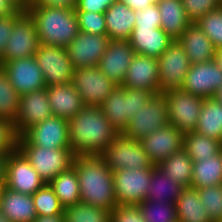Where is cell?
I'll return each instance as SVG.
<instances>
[{
    "label": "cell",
    "mask_w": 222,
    "mask_h": 222,
    "mask_svg": "<svg viewBox=\"0 0 222 222\" xmlns=\"http://www.w3.org/2000/svg\"><path fill=\"white\" fill-rule=\"evenodd\" d=\"M169 124L168 109L164 93L153 94L143 107L133 114L122 134L136 141L144 139L159 128Z\"/></svg>",
    "instance_id": "8992f818"
},
{
    "label": "cell",
    "mask_w": 222,
    "mask_h": 222,
    "mask_svg": "<svg viewBox=\"0 0 222 222\" xmlns=\"http://www.w3.org/2000/svg\"><path fill=\"white\" fill-rule=\"evenodd\" d=\"M17 149L37 171L45 184L60 173L70 170L76 157L70 148L50 149L32 145L23 135L17 137Z\"/></svg>",
    "instance_id": "277c9868"
},
{
    "label": "cell",
    "mask_w": 222,
    "mask_h": 222,
    "mask_svg": "<svg viewBox=\"0 0 222 222\" xmlns=\"http://www.w3.org/2000/svg\"><path fill=\"white\" fill-rule=\"evenodd\" d=\"M81 202L112 211L117 206L113 172L101 155L76 156Z\"/></svg>",
    "instance_id": "7a4b0ae2"
},
{
    "label": "cell",
    "mask_w": 222,
    "mask_h": 222,
    "mask_svg": "<svg viewBox=\"0 0 222 222\" xmlns=\"http://www.w3.org/2000/svg\"><path fill=\"white\" fill-rule=\"evenodd\" d=\"M110 41L107 34L94 35L79 31L66 47L74 69L97 66Z\"/></svg>",
    "instance_id": "e0dca14e"
},
{
    "label": "cell",
    "mask_w": 222,
    "mask_h": 222,
    "mask_svg": "<svg viewBox=\"0 0 222 222\" xmlns=\"http://www.w3.org/2000/svg\"><path fill=\"white\" fill-rule=\"evenodd\" d=\"M157 167L183 188L191 187L193 160L183 148L164 159Z\"/></svg>",
    "instance_id": "1f68e13d"
},
{
    "label": "cell",
    "mask_w": 222,
    "mask_h": 222,
    "mask_svg": "<svg viewBox=\"0 0 222 222\" xmlns=\"http://www.w3.org/2000/svg\"><path fill=\"white\" fill-rule=\"evenodd\" d=\"M161 28L174 40L192 23L186 15L181 0H158Z\"/></svg>",
    "instance_id": "83f0119b"
},
{
    "label": "cell",
    "mask_w": 222,
    "mask_h": 222,
    "mask_svg": "<svg viewBox=\"0 0 222 222\" xmlns=\"http://www.w3.org/2000/svg\"><path fill=\"white\" fill-rule=\"evenodd\" d=\"M45 182L37 171L16 148L8 154L5 187L23 194L33 195Z\"/></svg>",
    "instance_id": "9a60e30c"
},
{
    "label": "cell",
    "mask_w": 222,
    "mask_h": 222,
    "mask_svg": "<svg viewBox=\"0 0 222 222\" xmlns=\"http://www.w3.org/2000/svg\"><path fill=\"white\" fill-rule=\"evenodd\" d=\"M196 23L216 49H222V7L210 11Z\"/></svg>",
    "instance_id": "60d3db41"
},
{
    "label": "cell",
    "mask_w": 222,
    "mask_h": 222,
    "mask_svg": "<svg viewBox=\"0 0 222 222\" xmlns=\"http://www.w3.org/2000/svg\"><path fill=\"white\" fill-rule=\"evenodd\" d=\"M121 86L160 93L158 59L135 54Z\"/></svg>",
    "instance_id": "7402d4cb"
},
{
    "label": "cell",
    "mask_w": 222,
    "mask_h": 222,
    "mask_svg": "<svg viewBox=\"0 0 222 222\" xmlns=\"http://www.w3.org/2000/svg\"><path fill=\"white\" fill-rule=\"evenodd\" d=\"M33 222H64V215L37 216Z\"/></svg>",
    "instance_id": "db71d44e"
},
{
    "label": "cell",
    "mask_w": 222,
    "mask_h": 222,
    "mask_svg": "<svg viewBox=\"0 0 222 222\" xmlns=\"http://www.w3.org/2000/svg\"><path fill=\"white\" fill-rule=\"evenodd\" d=\"M52 115L46 88L21 95L18 116L13 123L17 137Z\"/></svg>",
    "instance_id": "ac0fdd59"
},
{
    "label": "cell",
    "mask_w": 222,
    "mask_h": 222,
    "mask_svg": "<svg viewBox=\"0 0 222 222\" xmlns=\"http://www.w3.org/2000/svg\"><path fill=\"white\" fill-rule=\"evenodd\" d=\"M4 188H5V182H0V199Z\"/></svg>",
    "instance_id": "91938a15"
},
{
    "label": "cell",
    "mask_w": 222,
    "mask_h": 222,
    "mask_svg": "<svg viewBox=\"0 0 222 222\" xmlns=\"http://www.w3.org/2000/svg\"><path fill=\"white\" fill-rule=\"evenodd\" d=\"M220 103H222V85L219 87L216 95L214 96Z\"/></svg>",
    "instance_id": "6f0895ef"
},
{
    "label": "cell",
    "mask_w": 222,
    "mask_h": 222,
    "mask_svg": "<svg viewBox=\"0 0 222 222\" xmlns=\"http://www.w3.org/2000/svg\"><path fill=\"white\" fill-rule=\"evenodd\" d=\"M222 85V69L215 59L190 66L182 90L203 99L214 97Z\"/></svg>",
    "instance_id": "5bb4252c"
},
{
    "label": "cell",
    "mask_w": 222,
    "mask_h": 222,
    "mask_svg": "<svg viewBox=\"0 0 222 222\" xmlns=\"http://www.w3.org/2000/svg\"><path fill=\"white\" fill-rule=\"evenodd\" d=\"M152 95L153 93L148 90L117 86L100 108L111 125L122 133L133 118V114L137 113Z\"/></svg>",
    "instance_id": "5b68a950"
},
{
    "label": "cell",
    "mask_w": 222,
    "mask_h": 222,
    "mask_svg": "<svg viewBox=\"0 0 222 222\" xmlns=\"http://www.w3.org/2000/svg\"><path fill=\"white\" fill-rule=\"evenodd\" d=\"M118 0H77L75 11L105 13Z\"/></svg>",
    "instance_id": "c3c4849f"
},
{
    "label": "cell",
    "mask_w": 222,
    "mask_h": 222,
    "mask_svg": "<svg viewBox=\"0 0 222 222\" xmlns=\"http://www.w3.org/2000/svg\"><path fill=\"white\" fill-rule=\"evenodd\" d=\"M20 9L13 0H0V17L13 15Z\"/></svg>",
    "instance_id": "f907efd6"
},
{
    "label": "cell",
    "mask_w": 222,
    "mask_h": 222,
    "mask_svg": "<svg viewBox=\"0 0 222 222\" xmlns=\"http://www.w3.org/2000/svg\"><path fill=\"white\" fill-rule=\"evenodd\" d=\"M20 95L11 85L8 76L0 67V117L12 124L18 116Z\"/></svg>",
    "instance_id": "8d00e7d4"
},
{
    "label": "cell",
    "mask_w": 222,
    "mask_h": 222,
    "mask_svg": "<svg viewBox=\"0 0 222 222\" xmlns=\"http://www.w3.org/2000/svg\"><path fill=\"white\" fill-rule=\"evenodd\" d=\"M151 174L152 168L113 172L117 205H138L146 200Z\"/></svg>",
    "instance_id": "7c38bea8"
},
{
    "label": "cell",
    "mask_w": 222,
    "mask_h": 222,
    "mask_svg": "<svg viewBox=\"0 0 222 222\" xmlns=\"http://www.w3.org/2000/svg\"><path fill=\"white\" fill-rule=\"evenodd\" d=\"M64 222H112V211L79 202L64 208Z\"/></svg>",
    "instance_id": "d590c367"
},
{
    "label": "cell",
    "mask_w": 222,
    "mask_h": 222,
    "mask_svg": "<svg viewBox=\"0 0 222 222\" xmlns=\"http://www.w3.org/2000/svg\"><path fill=\"white\" fill-rule=\"evenodd\" d=\"M112 222H145L138 205H117L112 210Z\"/></svg>",
    "instance_id": "7dc6e473"
},
{
    "label": "cell",
    "mask_w": 222,
    "mask_h": 222,
    "mask_svg": "<svg viewBox=\"0 0 222 222\" xmlns=\"http://www.w3.org/2000/svg\"><path fill=\"white\" fill-rule=\"evenodd\" d=\"M0 222H12L11 220H9L7 216L3 214V212L1 211V208H0Z\"/></svg>",
    "instance_id": "680465c9"
},
{
    "label": "cell",
    "mask_w": 222,
    "mask_h": 222,
    "mask_svg": "<svg viewBox=\"0 0 222 222\" xmlns=\"http://www.w3.org/2000/svg\"><path fill=\"white\" fill-rule=\"evenodd\" d=\"M39 39L33 19L25 11L15 22L4 52V61L32 57L36 54Z\"/></svg>",
    "instance_id": "2e32d148"
},
{
    "label": "cell",
    "mask_w": 222,
    "mask_h": 222,
    "mask_svg": "<svg viewBox=\"0 0 222 222\" xmlns=\"http://www.w3.org/2000/svg\"><path fill=\"white\" fill-rule=\"evenodd\" d=\"M53 115L69 121L85 104L72 83L46 87Z\"/></svg>",
    "instance_id": "cb8c5ba5"
},
{
    "label": "cell",
    "mask_w": 222,
    "mask_h": 222,
    "mask_svg": "<svg viewBox=\"0 0 222 222\" xmlns=\"http://www.w3.org/2000/svg\"><path fill=\"white\" fill-rule=\"evenodd\" d=\"M77 0H32V5L56 7L65 9H75Z\"/></svg>",
    "instance_id": "681fc988"
},
{
    "label": "cell",
    "mask_w": 222,
    "mask_h": 222,
    "mask_svg": "<svg viewBox=\"0 0 222 222\" xmlns=\"http://www.w3.org/2000/svg\"><path fill=\"white\" fill-rule=\"evenodd\" d=\"M23 136L32 145L50 149L70 148L68 121L55 115L32 126Z\"/></svg>",
    "instance_id": "d6986e66"
},
{
    "label": "cell",
    "mask_w": 222,
    "mask_h": 222,
    "mask_svg": "<svg viewBox=\"0 0 222 222\" xmlns=\"http://www.w3.org/2000/svg\"><path fill=\"white\" fill-rule=\"evenodd\" d=\"M34 56L43 73L46 87L72 81L74 67L65 47L39 44Z\"/></svg>",
    "instance_id": "8fae6325"
},
{
    "label": "cell",
    "mask_w": 222,
    "mask_h": 222,
    "mask_svg": "<svg viewBox=\"0 0 222 222\" xmlns=\"http://www.w3.org/2000/svg\"><path fill=\"white\" fill-rule=\"evenodd\" d=\"M110 40H128L135 26V11L119 0L104 13Z\"/></svg>",
    "instance_id": "4316f807"
},
{
    "label": "cell",
    "mask_w": 222,
    "mask_h": 222,
    "mask_svg": "<svg viewBox=\"0 0 222 222\" xmlns=\"http://www.w3.org/2000/svg\"><path fill=\"white\" fill-rule=\"evenodd\" d=\"M0 208L12 222H33L37 217L32 195L6 187L2 191Z\"/></svg>",
    "instance_id": "484cf974"
},
{
    "label": "cell",
    "mask_w": 222,
    "mask_h": 222,
    "mask_svg": "<svg viewBox=\"0 0 222 222\" xmlns=\"http://www.w3.org/2000/svg\"><path fill=\"white\" fill-rule=\"evenodd\" d=\"M68 125L70 149L76 156L101 155L120 134L100 107L85 106Z\"/></svg>",
    "instance_id": "6da1fadb"
},
{
    "label": "cell",
    "mask_w": 222,
    "mask_h": 222,
    "mask_svg": "<svg viewBox=\"0 0 222 222\" xmlns=\"http://www.w3.org/2000/svg\"><path fill=\"white\" fill-rule=\"evenodd\" d=\"M157 59L160 93L181 89L192 65L182 45L174 40Z\"/></svg>",
    "instance_id": "30bf717a"
},
{
    "label": "cell",
    "mask_w": 222,
    "mask_h": 222,
    "mask_svg": "<svg viewBox=\"0 0 222 222\" xmlns=\"http://www.w3.org/2000/svg\"><path fill=\"white\" fill-rule=\"evenodd\" d=\"M122 3H125L129 8L134 11L145 9L147 6L155 4L156 0H119Z\"/></svg>",
    "instance_id": "816d5d0a"
},
{
    "label": "cell",
    "mask_w": 222,
    "mask_h": 222,
    "mask_svg": "<svg viewBox=\"0 0 222 222\" xmlns=\"http://www.w3.org/2000/svg\"><path fill=\"white\" fill-rule=\"evenodd\" d=\"M197 192L212 222L222 221V184L198 188Z\"/></svg>",
    "instance_id": "ab89813d"
},
{
    "label": "cell",
    "mask_w": 222,
    "mask_h": 222,
    "mask_svg": "<svg viewBox=\"0 0 222 222\" xmlns=\"http://www.w3.org/2000/svg\"><path fill=\"white\" fill-rule=\"evenodd\" d=\"M215 60L219 64L220 68L222 69V49H217Z\"/></svg>",
    "instance_id": "9f6ffc18"
},
{
    "label": "cell",
    "mask_w": 222,
    "mask_h": 222,
    "mask_svg": "<svg viewBox=\"0 0 222 222\" xmlns=\"http://www.w3.org/2000/svg\"><path fill=\"white\" fill-rule=\"evenodd\" d=\"M177 41L192 64L215 59L216 47L196 22H192Z\"/></svg>",
    "instance_id": "d4e9b609"
},
{
    "label": "cell",
    "mask_w": 222,
    "mask_h": 222,
    "mask_svg": "<svg viewBox=\"0 0 222 222\" xmlns=\"http://www.w3.org/2000/svg\"><path fill=\"white\" fill-rule=\"evenodd\" d=\"M135 54L158 58L174 41L162 28L134 27L128 39Z\"/></svg>",
    "instance_id": "603a6c76"
},
{
    "label": "cell",
    "mask_w": 222,
    "mask_h": 222,
    "mask_svg": "<svg viewBox=\"0 0 222 222\" xmlns=\"http://www.w3.org/2000/svg\"><path fill=\"white\" fill-rule=\"evenodd\" d=\"M79 31L94 35L106 34V21L104 13L76 11Z\"/></svg>",
    "instance_id": "b9f144b4"
},
{
    "label": "cell",
    "mask_w": 222,
    "mask_h": 222,
    "mask_svg": "<svg viewBox=\"0 0 222 222\" xmlns=\"http://www.w3.org/2000/svg\"><path fill=\"white\" fill-rule=\"evenodd\" d=\"M191 22L198 21L210 11L222 7V0H181Z\"/></svg>",
    "instance_id": "7bdbcfd3"
},
{
    "label": "cell",
    "mask_w": 222,
    "mask_h": 222,
    "mask_svg": "<svg viewBox=\"0 0 222 222\" xmlns=\"http://www.w3.org/2000/svg\"><path fill=\"white\" fill-rule=\"evenodd\" d=\"M8 153H0V182L6 181V162Z\"/></svg>",
    "instance_id": "f5cc1de1"
},
{
    "label": "cell",
    "mask_w": 222,
    "mask_h": 222,
    "mask_svg": "<svg viewBox=\"0 0 222 222\" xmlns=\"http://www.w3.org/2000/svg\"><path fill=\"white\" fill-rule=\"evenodd\" d=\"M17 148V135L13 124L0 117V153H11Z\"/></svg>",
    "instance_id": "f6af8a7d"
},
{
    "label": "cell",
    "mask_w": 222,
    "mask_h": 222,
    "mask_svg": "<svg viewBox=\"0 0 222 222\" xmlns=\"http://www.w3.org/2000/svg\"><path fill=\"white\" fill-rule=\"evenodd\" d=\"M134 27L161 28V17L157 3L135 11Z\"/></svg>",
    "instance_id": "ee69618b"
},
{
    "label": "cell",
    "mask_w": 222,
    "mask_h": 222,
    "mask_svg": "<svg viewBox=\"0 0 222 222\" xmlns=\"http://www.w3.org/2000/svg\"><path fill=\"white\" fill-rule=\"evenodd\" d=\"M194 131L222 143V103L215 97L204 99Z\"/></svg>",
    "instance_id": "f1b7e54d"
},
{
    "label": "cell",
    "mask_w": 222,
    "mask_h": 222,
    "mask_svg": "<svg viewBox=\"0 0 222 222\" xmlns=\"http://www.w3.org/2000/svg\"><path fill=\"white\" fill-rule=\"evenodd\" d=\"M25 12L24 9H20L13 15L0 17V65L4 61V52L6 44L9 40V36L14 27V22Z\"/></svg>",
    "instance_id": "bcb514c9"
},
{
    "label": "cell",
    "mask_w": 222,
    "mask_h": 222,
    "mask_svg": "<svg viewBox=\"0 0 222 222\" xmlns=\"http://www.w3.org/2000/svg\"><path fill=\"white\" fill-rule=\"evenodd\" d=\"M21 9H26L31 0H13Z\"/></svg>",
    "instance_id": "11a10c76"
},
{
    "label": "cell",
    "mask_w": 222,
    "mask_h": 222,
    "mask_svg": "<svg viewBox=\"0 0 222 222\" xmlns=\"http://www.w3.org/2000/svg\"><path fill=\"white\" fill-rule=\"evenodd\" d=\"M222 184V149L213 157L193 162L191 187L204 188Z\"/></svg>",
    "instance_id": "4dcf8cb0"
},
{
    "label": "cell",
    "mask_w": 222,
    "mask_h": 222,
    "mask_svg": "<svg viewBox=\"0 0 222 222\" xmlns=\"http://www.w3.org/2000/svg\"><path fill=\"white\" fill-rule=\"evenodd\" d=\"M134 56L129 40H111L97 67L116 85L121 86Z\"/></svg>",
    "instance_id": "44dd1931"
},
{
    "label": "cell",
    "mask_w": 222,
    "mask_h": 222,
    "mask_svg": "<svg viewBox=\"0 0 222 222\" xmlns=\"http://www.w3.org/2000/svg\"><path fill=\"white\" fill-rule=\"evenodd\" d=\"M184 134L173 125L167 124L149 134L139 142L153 165H158L170 155L183 148Z\"/></svg>",
    "instance_id": "ffe728a7"
},
{
    "label": "cell",
    "mask_w": 222,
    "mask_h": 222,
    "mask_svg": "<svg viewBox=\"0 0 222 222\" xmlns=\"http://www.w3.org/2000/svg\"><path fill=\"white\" fill-rule=\"evenodd\" d=\"M138 207L145 222H178L175 203L144 200Z\"/></svg>",
    "instance_id": "74e56055"
},
{
    "label": "cell",
    "mask_w": 222,
    "mask_h": 222,
    "mask_svg": "<svg viewBox=\"0 0 222 222\" xmlns=\"http://www.w3.org/2000/svg\"><path fill=\"white\" fill-rule=\"evenodd\" d=\"M48 184L64 208L81 202L78 175L73 167L60 173Z\"/></svg>",
    "instance_id": "836d02e7"
},
{
    "label": "cell",
    "mask_w": 222,
    "mask_h": 222,
    "mask_svg": "<svg viewBox=\"0 0 222 222\" xmlns=\"http://www.w3.org/2000/svg\"><path fill=\"white\" fill-rule=\"evenodd\" d=\"M146 196L148 201L176 203L183 190L176 181L171 180L156 165L152 168L151 182Z\"/></svg>",
    "instance_id": "d6a6232c"
},
{
    "label": "cell",
    "mask_w": 222,
    "mask_h": 222,
    "mask_svg": "<svg viewBox=\"0 0 222 222\" xmlns=\"http://www.w3.org/2000/svg\"><path fill=\"white\" fill-rule=\"evenodd\" d=\"M25 11L33 19L40 44L67 47L79 33L75 9L28 4Z\"/></svg>",
    "instance_id": "3957f363"
},
{
    "label": "cell",
    "mask_w": 222,
    "mask_h": 222,
    "mask_svg": "<svg viewBox=\"0 0 222 222\" xmlns=\"http://www.w3.org/2000/svg\"><path fill=\"white\" fill-rule=\"evenodd\" d=\"M175 204L178 222H212L203 208L197 188H183Z\"/></svg>",
    "instance_id": "f546056e"
},
{
    "label": "cell",
    "mask_w": 222,
    "mask_h": 222,
    "mask_svg": "<svg viewBox=\"0 0 222 222\" xmlns=\"http://www.w3.org/2000/svg\"><path fill=\"white\" fill-rule=\"evenodd\" d=\"M107 167L115 172L120 169L136 170L153 168L139 141L120 133L101 154Z\"/></svg>",
    "instance_id": "52a82bcc"
},
{
    "label": "cell",
    "mask_w": 222,
    "mask_h": 222,
    "mask_svg": "<svg viewBox=\"0 0 222 222\" xmlns=\"http://www.w3.org/2000/svg\"><path fill=\"white\" fill-rule=\"evenodd\" d=\"M37 216L64 215V207L49 184L32 195Z\"/></svg>",
    "instance_id": "f35d334b"
},
{
    "label": "cell",
    "mask_w": 222,
    "mask_h": 222,
    "mask_svg": "<svg viewBox=\"0 0 222 222\" xmlns=\"http://www.w3.org/2000/svg\"><path fill=\"white\" fill-rule=\"evenodd\" d=\"M72 85L80 94L85 106L100 107L117 87L97 66L74 69Z\"/></svg>",
    "instance_id": "9c48e42d"
},
{
    "label": "cell",
    "mask_w": 222,
    "mask_h": 222,
    "mask_svg": "<svg viewBox=\"0 0 222 222\" xmlns=\"http://www.w3.org/2000/svg\"><path fill=\"white\" fill-rule=\"evenodd\" d=\"M0 67L20 96L46 88L43 73L35 56L3 61Z\"/></svg>",
    "instance_id": "4fadbf2b"
},
{
    "label": "cell",
    "mask_w": 222,
    "mask_h": 222,
    "mask_svg": "<svg viewBox=\"0 0 222 222\" xmlns=\"http://www.w3.org/2000/svg\"><path fill=\"white\" fill-rule=\"evenodd\" d=\"M164 95L167 103L169 124L183 134L194 131L204 99L182 89L170 90L165 92Z\"/></svg>",
    "instance_id": "ba28073f"
},
{
    "label": "cell",
    "mask_w": 222,
    "mask_h": 222,
    "mask_svg": "<svg viewBox=\"0 0 222 222\" xmlns=\"http://www.w3.org/2000/svg\"><path fill=\"white\" fill-rule=\"evenodd\" d=\"M183 149L193 162H201L217 154L222 149V143L192 131L184 134Z\"/></svg>",
    "instance_id": "e575fe53"
}]
</instances>
